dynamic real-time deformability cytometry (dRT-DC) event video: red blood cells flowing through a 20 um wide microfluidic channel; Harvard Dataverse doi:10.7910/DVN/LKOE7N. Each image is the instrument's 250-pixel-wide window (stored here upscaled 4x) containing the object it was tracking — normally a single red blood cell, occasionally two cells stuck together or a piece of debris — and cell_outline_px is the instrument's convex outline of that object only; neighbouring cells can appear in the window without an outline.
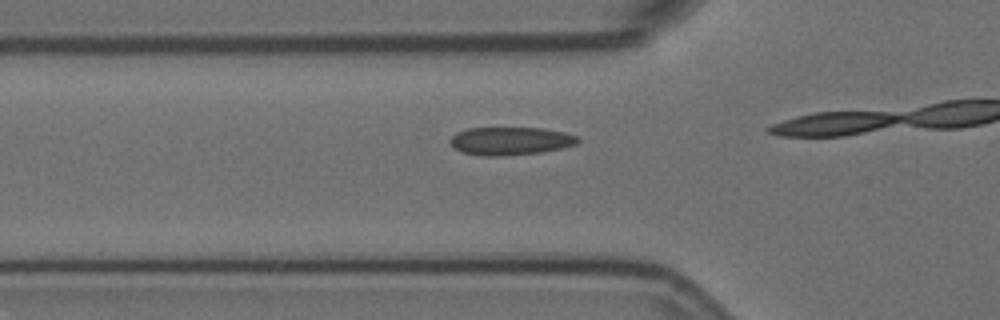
{"species": "Egyptian fruit bat (a non-hibernating species)", "species_latin": "Rousettus aegyptiacus", "temperature_condition": "room temperature", "stored_images_in_passage": 17, "camera_frame_rate_fps": 3000, "um_per_image_px": 0.085, "animal": {"sex": "female"}, "frame": {"image": 1, "passage_image": 15, "time_ms": 4.667, "image_size_px": [1000, 320], "cell_outline_px": [[580, 140], [576, 144], [564, 148], [540, 152], [500, 156], [484, 156], [464, 152], [456, 148], [448, 140], [456, 132], [468, 128], [544, 128], [564, 132], [576, 136]], "centroid_in_image_um": [43.4, 11.97], "position_along_channel_um": 82.4, "area_um2": 20.75}}